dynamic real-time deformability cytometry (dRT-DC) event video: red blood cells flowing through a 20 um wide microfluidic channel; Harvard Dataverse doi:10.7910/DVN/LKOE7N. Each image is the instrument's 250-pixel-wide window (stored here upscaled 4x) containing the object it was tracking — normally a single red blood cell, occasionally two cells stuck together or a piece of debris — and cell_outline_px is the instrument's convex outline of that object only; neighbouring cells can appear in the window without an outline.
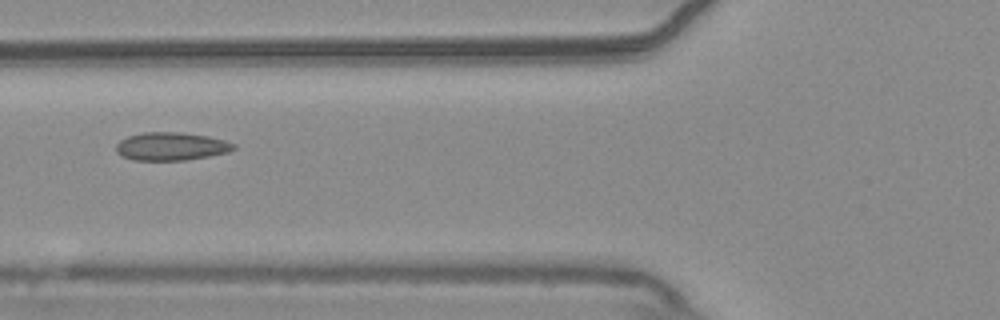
{"species": "common noctule bat (a hibernating species)", "species_latin": "Nyctalus noctula", "temperature_condition": "warm", "stored_images_in_passage": 53, "camera_frame_rate_fps": 3000, "um_per_image_px": 0.085, "animal": {"sex": "male", "body_mass_g": 20.4}, "frame": {"image": 1, "passage_image": 20, "time_ms": 6.333, "image_size_px": [1000, 320], "cell_outline_px": [[236, 148], [228, 152], [208, 156], [184, 160], [132, 160], [120, 156], [116, 152], [116, 144], [120, 140], [128, 136], [144, 132], [180, 132], [208, 136], [224, 140], [236, 144]], "centroid_in_image_um": [14.52, 12.44], "position_along_channel_um": 111.3, "area_um2": 19.31}}
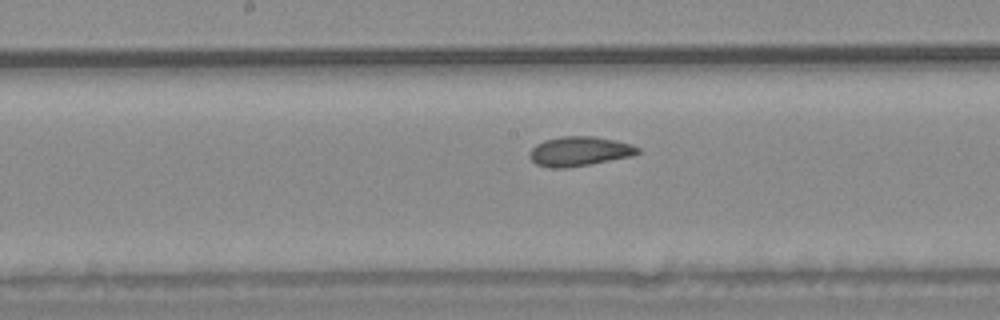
{"frame": {"image": 2, "passage_image": 27, "time_ms": 8.667, "image_size_px": [1000, 320], "cell_outline_px": [[640, 152], [632, 156], [568, 168], [548, 168], [536, 164], [528, 156], [528, 152], [536, 144], [544, 140], [560, 136], [592, 136], [616, 140], [632, 144], [640, 148]], "centroid_in_image_um": [49.23, 12.86], "position_along_channel_um": 199.0, "area_um2": 18.79}}
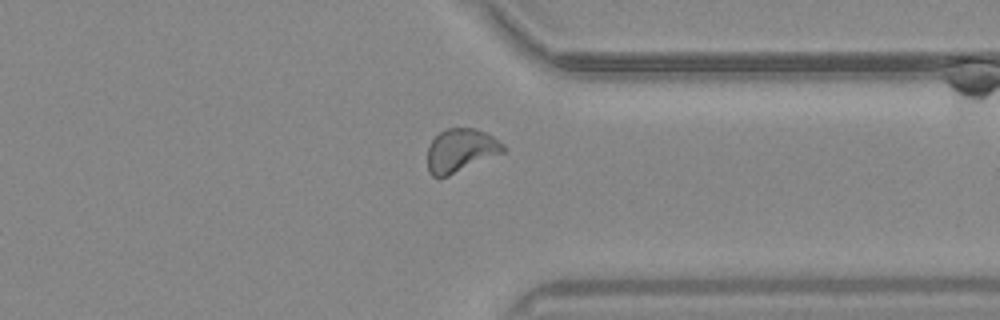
{"frame": {"image": 3, "passage_image": 41, "time_ms": 13.333, "image_size_px": [1000, 320], "cell_outline_px": [[504, 152], [448, 176], [432, 176], [428, 172], [428, 148], [432, 140], [440, 132], [448, 128], [476, 128], [492, 136], [504, 144]], "centroid_in_image_um": [39.15, 12.78], "position_along_channel_um": 372.2, "area_um2": 18.9}, "authors_computed_cell_mechanics": {"area_um2": 18.9006, "velocity_mm_per_s": 3.7483, "shape_relaxation_time_tau1_ms": 9.7268, "shape_relaxation_time_tau2_ms": 1.5307, "deformation_change_tau1": 0.1357, "deformation_change_tau2": 0.064}}